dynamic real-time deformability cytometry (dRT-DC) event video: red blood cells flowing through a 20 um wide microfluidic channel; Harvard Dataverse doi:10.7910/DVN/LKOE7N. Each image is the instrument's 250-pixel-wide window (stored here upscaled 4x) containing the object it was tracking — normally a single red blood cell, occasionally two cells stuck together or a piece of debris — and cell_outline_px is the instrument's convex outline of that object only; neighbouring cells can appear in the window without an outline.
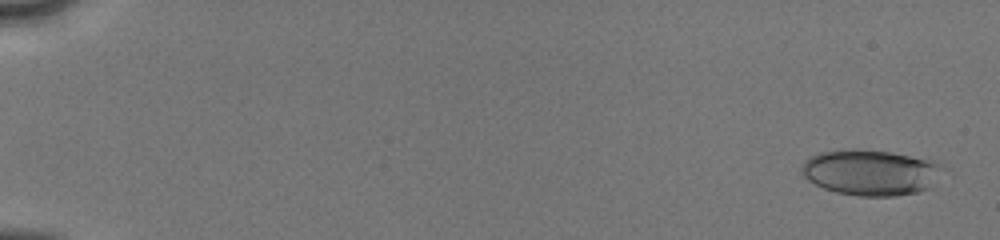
{"species": "human", "species_latin": "Homo sapiens", "temperature_condition": "cold", "stored_images_in_passage": 125, "camera_frame_rate_fps": 3000, "um_per_image_px": 0.085, "donor": {"sex": "male"}, "frame": {"image": 1, "passage_image": 3, "time_ms": 0.667, "image_size_px": [1000, 240], "cell_outline_px": [[936, 164], [932, 188], [916, 192], [896, 196], [856, 196], [836, 192], [824, 188], [808, 180], [800, 172], [800, 168], [804, 160], [820, 152], [888, 152], [908, 156], [924, 160]], "centroid_in_image_um": [73.87, 14.72], "position_along_channel_um": 11.1, "area_um2": 35.66}}
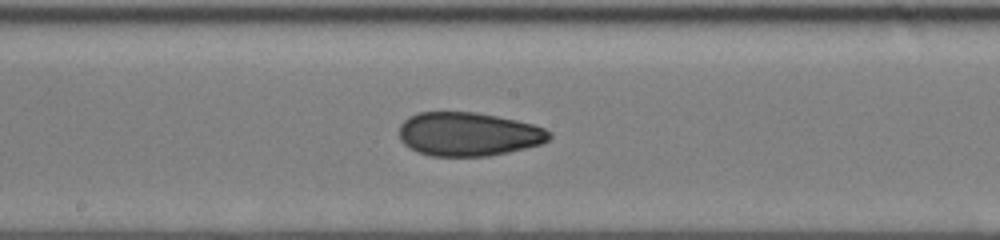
{"frame": {"image": 2, "passage_image": 76, "time_ms": 10.0, "image_size_px": [1000, 240], "cell_outline_px": [[552, 136], [548, 140], [540, 144], [508, 152], [488, 156], [432, 156], [416, 152], [408, 148], [400, 140], [400, 124], [408, 116], [416, 112], [476, 112], [516, 120], [532, 124], [544, 128], [552, 132]], "centroid_in_image_um": [39.78, 11.4], "position_along_channel_um": 208.4, "area_um2": 38.44}}
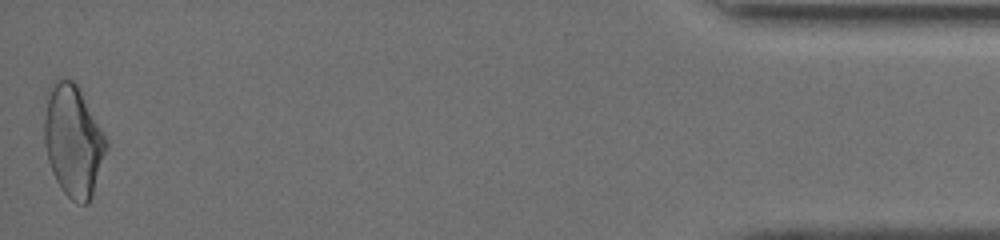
{"frame": {"image": 3, "passage_image": 125, "time_ms": 17.333, "image_size_px": [1000, 240], "cell_outline_px": [[108, 144], [92, 196], [88, 204], [76, 204], [60, 188], [52, 172], [48, 160], [44, 144], [44, 116], [48, 84], [60, 76], [72, 80], [76, 84], [108, 140]], "centroid_in_image_um": [6.19, 11.94], "position_along_channel_um": 429.0, "area_um2": 40.52}, "authors_computed_cell_mechanics": {"area_um2": 37.3966, "velocity_mm_per_s": 4.0621, "shape_relaxation_time_tau1_ms": null, "shape_relaxation_time_tau2_ms": 2.0511, "deformation_change_tau1": null, "deformation_change_tau2": 0.0791}}